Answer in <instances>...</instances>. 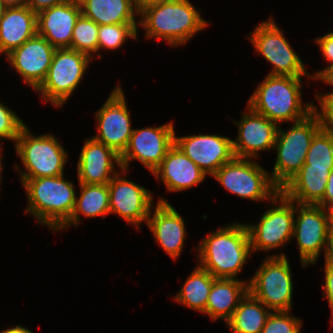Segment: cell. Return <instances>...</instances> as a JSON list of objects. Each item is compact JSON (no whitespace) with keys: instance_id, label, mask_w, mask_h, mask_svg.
I'll use <instances>...</instances> for the list:
<instances>
[{"instance_id":"6da1fadb","label":"cell","mask_w":333,"mask_h":333,"mask_svg":"<svg viewBox=\"0 0 333 333\" xmlns=\"http://www.w3.org/2000/svg\"><path fill=\"white\" fill-rule=\"evenodd\" d=\"M229 224L205 234L196 247L198 265L215 278L238 279L253 255L246 223Z\"/></svg>"},{"instance_id":"7a4b0ae2","label":"cell","mask_w":333,"mask_h":333,"mask_svg":"<svg viewBox=\"0 0 333 333\" xmlns=\"http://www.w3.org/2000/svg\"><path fill=\"white\" fill-rule=\"evenodd\" d=\"M201 10L190 0H171L143 9L139 13V25L144 37L164 40L171 47L187 45L198 32L210 24ZM141 17V18H140Z\"/></svg>"},{"instance_id":"3957f363","label":"cell","mask_w":333,"mask_h":333,"mask_svg":"<svg viewBox=\"0 0 333 333\" xmlns=\"http://www.w3.org/2000/svg\"><path fill=\"white\" fill-rule=\"evenodd\" d=\"M27 198L25 213L39 224L57 232L71 217L76 203V189L64 175L20 179Z\"/></svg>"},{"instance_id":"277c9868","label":"cell","mask_w":333,"mask_h":333,"mask_svg":"<svg viewBox=\"0 0 333 333\" xmlns=\"http://www.w3.org/2000/svg\"><path fill=\"white\" fill-rule=\"evenodd\" d=\"M263 78L247 100V105L255 112L279 126L282 122L299 121L314 111L312 101L302 102L304 78L272 75Z\"/></svg>"},{"instance_id":"5b68a950","label":"cell","mask_w":333,"mask_h":333,"mask_svg":"<svg viewBox=\"0 0 333 333\" xmlns=\"http://www.w3.org/2000/svg\"><path fill=\"white\" fill-rule=\"evenodd\" d=\"M15 150L19 161L23 164L16 172L20 179H32L64 175L68 152L59 142L54 133L34 135L28 126H25L17 137Z\"/></svg>"},{"instance_id":"8992f818","label":"cell","mask_w":333,"mask_h":333,"mask_svg":"<svg viewBox=\"0 0 333 333\" xmlns=\"http://www.w3.org/2000/svg\"><path fill=\"white\" fill-rule=\"evenodd\" d=\"M322 128L315 111L305 118L291 122L286 130L278 126L273 151L276 158L270 177L281 189L304 165L314 135Z\"/></svg>"},{"instance_id":"52a82bcc","label":"cell","mask_w":333,"mask_h":333,"mask_svg":"<svg viewBox=\"0 0 333 333\" xmlns=\"http://www.w3.org/2000/svg\"><path fill=\"white\" fill-rule=\"evenodd\" d=\"M269 205L257 224L246 223L252 253L262 251L267 252L266 257H287L284 251L273 255L268 252L281 250L293 238L295 202L279 191Z\"/></svg>"},{"instance_id":"ba28073f","label":"cell","mask_w":333,"mask_h":333,"mask_svg":"<svg viewBox=\"0 0 333 333\" xmlns=\"http://www.w3.org/2000/svg\"><path fill=\"white\" fill-rule=\"evenodd\" d=\"M93 59L71 48H56L48 73L34 91L45 104L56 108L64 106L82 83Z\"/></svg>"},{"instance_id":"9c48e42d","label":"cell","mask_w":333,"mask_h":333,"mask_svg":"<svg viewBox=\"0 0 333 333\" xmlns=\"http://www.w3.org/2000/svg\"><path fill=\"white\" fill-rule=\"evenodd\" d=\"M255 53L263 56L271 64L267 75L304 77L312 80L304 61L293 50L284 32L276 24L273 16L258 24L248 35Z\"/></svg>"},{"instance_id":"30bf717a","label":"cell","mask_w":333,"mask_h":333,"mask_svg":"<svg viewBox=\"0 0 333 333\" xmlns=\"http://www.w3.org/2000/svg\"><path fill=\"white\" fill-rule=\"evenodd\" d=\"M226 191L240 199L270 202L280 191L270 173L256 159L234 157L222 165L212 176Z\"/></svg>"},{"instance_id":"8fae6325","label":"cell","mask_w":333,"mask_h":333,"mask_svg":"<svg viewBox=\"0 0 333 333\" xmlns=\"http://www.w3.org/2000/svg\"><path fill=\"white\" fill-rule=\"evenodd\" d=\"M293 277L287 257H265L253 277L248 292L271 312L292 311Z\"/></svg>"},{"instance_id":"7c38bea8","label":"cell","mask_w":333,"mask_h":333,"mask_svg":"<svg viewBox=\"0 0 333 333\" xmlns=\"http://www.w3.org/2000/svg\"><path fill=\"white\" fill-rule=\"evenodd\" d=\"M329 235V216L324 207L295 203L292 239H296L302 267L316 265L322 252L325 257Z\"/></svg>"},{"instance_id":"4fadbf2b","label":"cell","mask_w":333,"mask_h":333,"mask_svg":"<svg viewBox=\"0 0 333 333\" xmlns=\"http://www.w3.org/2000/svg\"><path fill=\"white\" fill-rule=\"evenodd\" d=\"M97 133L92 138L113 149L120 156L132 135V120L120 84L115 85L103 105L94 112Z\"/></svg>"},{"instance_id":"5bb4252c","label":"cell","mask_w":333,"mask_h":333,"mask_svg":"<svg viewBox=\"0 0 333 333\" xmlns=\"http://www.w3.org/2000/svg\"><path fill=\"white\" fill-rule=\"evenodd\" d=\"M173 121L159 126L133 128L130 141L120 156L122 169L129 170V163L139 161L152 173L174 145L175 127Z\"/></svg>"},{"instance_id":"9a60e30c","label":"cell","mask_w":333,"mask_h":333,"mask_svg":"<svg viewBox=\"0 0 333 333\" xmlns=\"http://www.w3.org/2000/svg\"><path fill=\"white\" fill-rule=\"evenodd\" d=\"M127 173L128 170H119L108 183L110 214L119 216L139 230L141 223H147L155 205L154 195L146 187L125 178Z\"/></svg>"},{"instance_id":"2e32d148","label":"cell","mask_w":333,"mask_h":333,"mask_svg":"<svg viewBox=\"0 0 333 333\" xmlns=\"http://www.w3.org/2000/svg\"><path fill=\"white\" fill-rule=\"evenodd\" d=\"M244 111L241 110L240 120H233L238 129L235 140L232 139L233 153L237 158L257 160L259 153L273 151L278 125L248 105Z\"/></svg>"},{"instance_id":"e0dca14e","label":"cell","mask_w":333,"mask_h":333,"mask_svg":"<svg viewBox=\"0 0 333 333\" xmlns=\"http://www.w3.org/2000/svg\"><path fill=\"white\" fill-rule=\"evenodd\" d=\"M174 143L210 176L235 157L232 139L227 136L198 133L180 137L175 132Z\"/></svg>"},{"instance_id":"ac0fdd59","label":"cell","mask_w":333,"mask_h":333,"mask_svg":"<svg viewBox=\"0 0 333 333\" xmlns=\"http://www.w3.org/2000/svg\"><path fill=\"white\" fill-rule=\"evenodd\" d=\"M55 50L48 40L36 35L5 57L10 71L15 69L24 84L35 91L47 76Z\"/></svg>"},{"instance_id":"d6986e66","label":"cell","mask_w":333,"mask_h":333,"mask_svg":"<svg viewBox=\"0 0 333 333\" xmlns=\"http://www.w3.org/2000/svg\"><path fill=\"white\" fill-rule=\"evenodd\" d=\"M152 207L145 226L153 234L155 243L174 260L180 258L187 237L185 221L165 198L159 197ZM153 213V214H152Z\"/></svg>"},{"instance_id":"ffe728a7","label":"cell","mask_w":333,"mask_h":333,"mask_svg":"<svg viewBox=\"0 0 333 333\" xmlns=\"http://www.w3.org/2000/svg\"><path fill=\"white\" fill-rule=\"evenodd\" d=\"M77 161L78 183L82 184H108L122 169L120 155L92 137L84 141Z\"/></svg>"},{"instance_id":"44dd1931","label":"cell","mask_w":333,"mask_h":333,"mask_svg":"<svg viewBox=\"0 0 333 333\" xmlns=\"http://www.w3.org/2000/svg\"><path fill=\"white\" fill-rule=\"evenodd\" d=\"M81 15L78 0H69L37 13V35L55 48H71L75 23Z\"/></svg>"},{"instance_id":"7402d4cb","label":"cell","mask_w":333,"mask_h":333,"mask_svg":"<svg viewBox=\"0 0 333 333\" xmlns=\"http://www.w3.org/2000/svg\"><path fill=\"white\" fill-rule=\"evenodd\" d=\"M152 176L161 180L168 192L177 193L199 185L208 175L174 143Z\"/></svg>"},{"instance_id":"603a6c76","label":"cell","mask_w":333,"mask_h":333,"mask_svg":"<svg viewBox=\"0 0 333 333\" xmlns=\"http://www.w3.org/2000/svg\"><path fill=\"white\" fill-rule=\"evenodd\" d=\"M37 35V14L28 6L7 7L0 19V54L6 56Z\"/></svg>"},{"instance_id":"cb8c5ba5","label":"cell","mask_w":333,"mask_h":333,"mask_svg":"<svg viewBox=\"0 0 333 333\" xmlns=\"http://www.w3.org/2000/svg\"><path fill=\"white\" fill-rule=\"evenodd\" d=\"M332 169L303 165L280 191L295 203L318 205L325 194Z\"/></svg>"},{"instance_id":"d4e9b609","label":"cell","mask_w":333,"mask_h":333,"mask_svg":"<svg viewBox=\"0 0 333 333\" xmlns=\"http://www.w3.org/2000/svg\"><path fill=\"white\" fill-rule=\"evenodd\" d=\"M248 292V280L215 278L210 289L205 315L214 322L226 323Z\"/></svg>"},{"instance_id":"484cf974","label":"cell","mask_w":333,"mask_h":333,"mask_svg":"<svg viewBox=\"0 0 333 333\" xmlns=\"http://www.w3.org/2000/svg\"><path fill=\"white\" fill-rule=\"evenodd\" d=\"M81 14L98 25L139 24L135 0H78Z\"/></svg>"},{"instance_id":"4316f807","label":"cell","mask_w":333,"mask_h":333,"mask_svg":"<svg viewBox=\"0 0 333 333\" xmlns=\"http://www.w3.org/2000/svg\"><path fill=\"white\" fill-rule=\"evenodd\" d=\"M79 184V195H76L74 211L70 219L57 231L78 227L81 216L86 218L102 217L110 214L108 184ZM79 196V197H78Z\"/></svg>"},{"instance_id":"83f0119b","label":"cell","mask_w":333,"mask_h":333,"mask_svg":"<svg viewBox=\"0 0 333 333\" xmlns=\"http://www.w3.org/2000/svg\"><path fill=\"white\" fill-rule=\"evenodd\" d=\"M215 277L198 264L172 297L179 305L205 315L207 300Z\"/></svg>"},{"instance_id":"f1b7e54d","label":"cell","mask_w":333,"mask_h":333,"mask_svg":"<svg viewBox=\"0 0 333 333\" xmlns=\"http://www.w3.org/2000/svg\"><path fill=\"white\" fill-rule=\"evenodd\" d=\"M271 311L249 292L225 323L232 333H261Z\"/></svg>"},{"instance_id":"f546056e","label":"cell","mask_w":333,"mask_h":333,"mask_svg":"<svg viewBox=\"0 0 333 333\" xmlns=\"http://www.w3.org/2000/svg\"><path fill=\"white\" fill-rule=\"evenodd\" d=\"M139 24L99 25L97 59H102V52L115 51L125 45L128 39H138Z\"/></svg>"},{"instance_id":"4dcf8cb0","label":"cell","mask_w":333,"mask_h":333,"mask_svg":"<svg viewBox=\"0 0 333 333\" xmlns=\"http://www.w3.org/2000/svg\"><path fill=\"white\" fill-rule=\"evenodd\" d=\"M304 165L333 168V130L321 128L313 137Z\"/></svg>"},{"instance_id":"1f68e13d","label":"cell","mask_w":333,"mask_h":333,"mask_svg":"<svg viewBox=\"0 0 333 333\" xmlns=\"http://www.w3.org/2000/svg\"><path fill=\"white\" fill-rule=\"evenodd\" d=\"M98 30V24L81 14L73 29L71 49L83 52L94 60L97 56Z\"/></svg>"},{"instance_id":"d6a6232c","label":"cell","mask_w":333,"mask_h":333,"mask_svg":"<svg viewBox=\"0 0 333 333\" xmlns=\"http://www.w3.org/2000/svg\"><path fill=\"white\" fill-rule=\"evenodd\" d=\"M290 313L291 311L271 312L261 333H301L302 319Z\"/></svg>"},{"instance_id":"836d02e7","label":"cell","mask_w":333,"mask_h":333,"mask_svg":"<svg viewBox=\"0 0 333 333\" xmlns=\"http://www.w3.org/2000/svg\"><path fill=\"white\" fill-rule=\"evenodd\" d=\"M25 126L26 124L16 112L0 102V146L3 139L12 141L15 145L18 135Z\"/></svg>"},{"instance_id":"e575fe53","label":"cell","mask_w":333,"mask_h":333,"mask_svg":"<svg viewBox=\"0 0 333 333\" xmlns=\"http://www.w3.org/2000/svg\"><path fill=\"white\" fill-rule=\"evenodd\" d=\"M314 95L320 107L315 104L314 111L320 119L321 126L333 130V89L330 92H316Z\"/></svg>"},{"instance_id":"d590c367","label":"cell","mask_w":333,"mask_h":333,"mask_svg":"<svg viewBox=\"0 0 333 333\" xmlns=\"http://www.w3.org/2000/svg\"><path fill=\"white\" fill-rule=\"evenodd\" d=\"M313 41L321 49L324 60L329 64L325 68L315 71L313 74L310 73L312 80L315 81L329 66L333 65V31L323 36H317Z\"/></svg>"},{"instance_id":"8d00e7d4","label":"cell","mask_w":333,"mask_h":333,"mask_svg":"<svg viewBox=\"0 0 333 333\" xmlns=\"http://www.w3.org/2000/svg\"><path fill=\"white\" fill-rule=\"evenodd\" d=\"M324 284H321V289L323 290V298H327L331 311L330 326H333V265L324 264Z\"/></svg>"},{"instance_id":"74e56055","label":"cell","mask_w":333,"mask_h":333,"mask_svg":"<svg viewBox=\"0 0 333 333\" xmlns=\"http://www.w3.org/2000/svg\"><path fill=\"white\" fill-rule=\"evenodd\" d=\"M67 1L69 0H27L26 6L37 14L44 9L60 5Z\"/></svg>"},{"instance_id":"f35d334b","label":"cell","mask_w":333,"mask_h":333,"mask_svg":"<svg viewBox=\"0 0 333 333\" xmlns=\"http://www.w3.org/2000/svg\"><path fill=\"white\" fill-rule=\"evenodd\" d=\"M326 210L333 208V169L329 174L326 191L322 201L318 204Z\"/></svg>"},{"instance_id":"ab89813d","label":"cell","mask_w":333,"mask_h":333,"mask_svg":"<svg viewBox=\"0 0 333 333\" xmlns=\"http://www.w3.org/2000/svg\"><path fill=\"white\" fill-rule=\"evenodd\" d=\"M321 81L325 85L328 84L332 86L333 88V65L329 66L316 80V81Z\"/></svg>"},{"instance_id":"60d3db41","label":"cell","mask_w":333,"mask_h":333,"mask_svg":"<svg viewBox=\"0 0 333 333\" xmlns=\"http://www.w3.org/2000/svg\"><path fill=\"white\" fill-rule=\"evenodd\" d=\"M171 0H135V5L137 8V11L140 13L143 9L156 5V4H161L163 2H167Z\"/></svg>"},{"instance_id":"b9f144b4","label":"cell","mask_w":333,"mask_h":333,"mask_svg":"<svg viewBox=\"0 0 333 333\" xmlns=\"http://www.w3.org/2000/svg\"><path fill=\"white\" fill-rule=\"evenodd\" d=\"M0 333H34L29 328H26V326H22L17 324L16 326L7 327L6 329H3L0 331Z\"/></svg>"},{"instance_id":"7bdbcfd3","label":"cell","mask_w":333,"mask_h":333,"mask_svg":"<svg viewBox=\"0 0 333 333\" xmlns=\"http://www.w3.org/2000/svg\"><path fill=\"white\" fill-rule=\"evenodd\" d=\"M324 259H325L324 262L326 264L333 265V234L329 235L327 252H326V255H325Z\"/></svg>"},{"instance_id":"ee69618b","label":"cell","mask_w":333,"mask_h":333,"mask_svg":"<svg viewBox=\"0 0 333 333\" xmlns=\"http://www.w3.org/2000/svg\"><path fill=\"white\" fill-rule=\"evenodd\" d=\"M4 6L7 7H20L27 3V0H2Z\"/></svg>"},{"instance_id":"f6af8a7d","label":"cell","mask_w":333,"mask_h":333,"mask_svg":"<svg viewBox=\"0 0 333 333\" xmlns=\"http://www.w3.org/2000/svg\"><path fill=\"white\" fill-rule=\"evenodd\" d=\"M2 148H3V147L0 146V190H1V184L3 183L2 181H4V179L2 178V174H3L2 171H3V168H4V166H5L4 163L2 162V160L4 159V158H3L4 155H2V154H3V152H2V151H3ZM2 179H3V180H2ZM0 195H1V193H0Z\"/></svg>"},{"instance_id":"bcb514c9","label":"cell","mask_w":333,"mask_h":333,"mask_svg":"<svg viewBox=\"0 0 333 333\" xmlns=\"http://www.w3.org/2000/svg\"><path fill=\"white\" fill-rule=\"evenodd\" d=\"M329 216V230L330 234H333V208L327 210Z\"/></svg>"},{"instance_id":"7dc6e473","label":"cell","mask_w":333,"mask_h":333,"mask_svg":"<svg viewBox=\"0 0 333 333\" xmlns=\"http://www.w3.org/2000/svg\"><path fill=\"white\" fill-rule=\"evenodd\" d=\"M5 8L6 7L4 6L2 0H0V19L2 18V15H3V12H4Z\"/></svg>"}]
</instances>
